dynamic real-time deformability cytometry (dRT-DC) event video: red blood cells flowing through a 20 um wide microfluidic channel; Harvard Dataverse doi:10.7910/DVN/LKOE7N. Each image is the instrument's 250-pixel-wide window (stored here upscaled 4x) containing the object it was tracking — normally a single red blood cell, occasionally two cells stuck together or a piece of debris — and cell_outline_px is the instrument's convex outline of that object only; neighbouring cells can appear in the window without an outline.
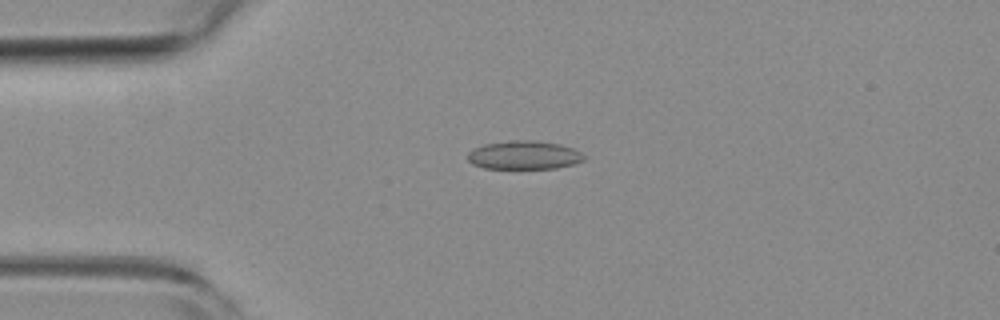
{"species": "common noctule bat (a hibernating species)", "species_latin": "Nyctalus noctula", "temperature_condition": "room temperature", "stored_images_in_passage": 19, "camera_frame_rate_fps": 3000, "um_per_image_px": 0.085, "animal": {"sex": "female", "body_mass_g": 19.3, "forearm_length_mm": 54.1}, "frame": {"image": 1, "passage_image": 13, "time_ms": 4.0, "image_size_px": [1000, 320], "cell_outline_px": [[584, 160], [572, 164], [556, 168], [484, 168], [472, 164], [468, 160], [468, 152], [472, 148], [484, 144], [512, 140], [536, 140], [560, 144], [572, 148], [580, 152], [584, 156]], "centroid_in_image_um": [44.51, 13.17], "position_along_channel_um": 40.5, "area_um2": 19.31}}
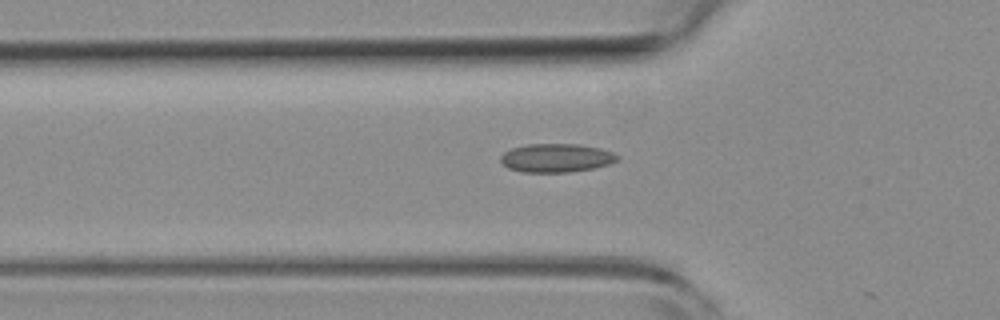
{"frame": {"image": 2, "passage_image": 18, "time_ms": 5.667, "image_size_px": [1000, 320], "cell_outline_px": [[620, 160], [608, 164], [592, 168], [568, 172], [524, 172], [508, 168], [500, 160], [500, 156], [504, 152], [512, 148], [528, 144], [580, 144], [600, 148], [612, 152], [620, 156]], "centroid_in_image_um": [47.3, 13.42], "position_along_channel_um": 78.5, "area_um2": 19.42}}